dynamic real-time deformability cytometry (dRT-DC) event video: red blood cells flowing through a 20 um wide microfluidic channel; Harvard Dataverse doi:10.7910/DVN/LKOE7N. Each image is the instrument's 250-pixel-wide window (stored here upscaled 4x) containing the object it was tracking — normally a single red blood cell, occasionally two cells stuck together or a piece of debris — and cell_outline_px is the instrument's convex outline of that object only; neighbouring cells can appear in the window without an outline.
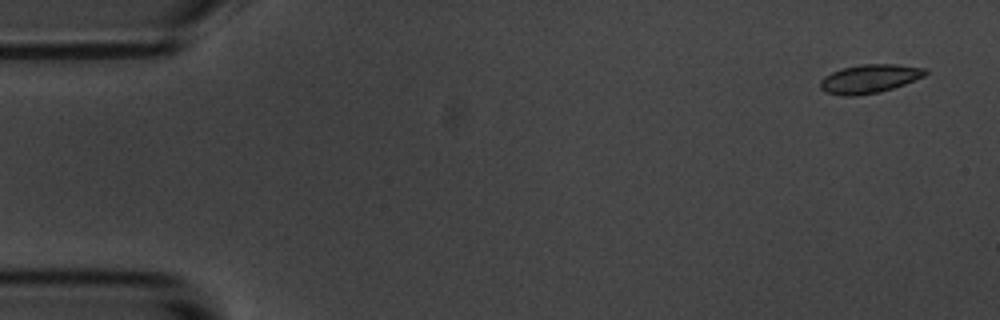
{"species": "common noctule bat (a hibernating species)", "species_latin": "Nyctalus noctula", "temperature_condition": "room temperature", "stored_images_in_passage": 5, "camera_frame_rate_fps": 3000, "um_per_image_px": 0.085, "animal": {"sex": "male", "body_mass_g": 20.1, "forearm_length_mm": 53.5}, "frame": {"image": 1, "passage_image": 1, "time_ms": 0.0, "image_size_px": [1000, 320], "cell_outline_px": [[928, 72], [924, 76], [904, 84], [880, 92], [856, 96], [844, 96], [828, 92], [820, 88], [820, 80], [824, 76], [832, 72], [844, 68], [860, 64], [896, 64], [924, 68]], "centroid_in_image_um": [73.9, 6.69], "position_along_channel_um": 11.1, "area_um2": 17.4}}
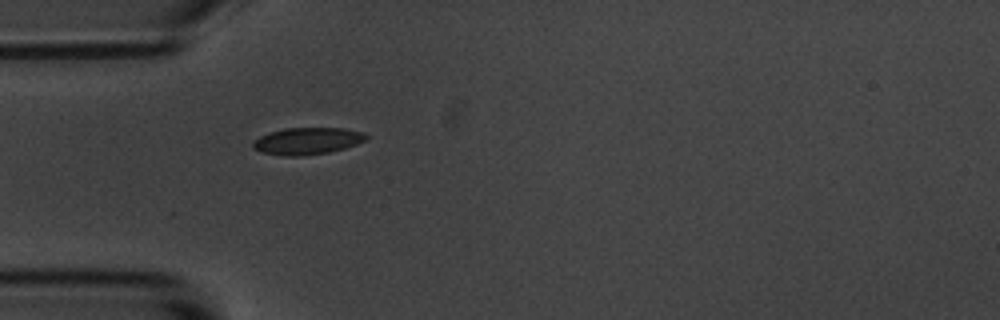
{"frame": {"image": 2, "passage_image": 5, "time_ms": 4.667, "image_size_px": [1000, 320], "cell_outline_px": [[368, 136], [364, 140], [356, 144], [344, 148], [328, 152], [300, 156], [288, 156], [264, 152], [252, 148], [252, 140], [260, 136], [284, 128], [344, 128], [364, 132]], "centroid_in_image_um": [26.11, 11.97], "position_along_channel_um": 58.9, "area_um2": 17.57}}